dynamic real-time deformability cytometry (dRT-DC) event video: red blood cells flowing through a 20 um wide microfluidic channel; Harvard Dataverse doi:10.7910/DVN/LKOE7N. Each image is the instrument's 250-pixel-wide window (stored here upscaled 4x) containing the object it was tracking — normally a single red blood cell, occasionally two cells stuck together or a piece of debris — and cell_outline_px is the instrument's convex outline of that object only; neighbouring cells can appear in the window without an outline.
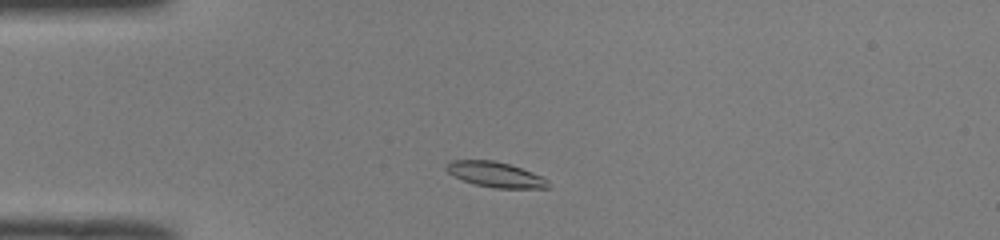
{"species": "common noctule bat (a hibernating species)", "species_latin": "Nyctalus noctula", "temperature_condition": "room temperature", "stored_images_in_passage": 42, "camera_frame_rate_fps": 3000, "um_per_image_px": 0.085, "animal": {"sex": "male", "body_mass_g": 19.0, "forearm_length_mm": 50.8}, "frame": {"image": 1, "passage_image": 4, "time_ms": 1.0, "image_size_px": [1000, 240], "cell_outline_px": [[548, 188], [492, 188], [472, 184], [448, 172], [444, 168], [448, 160], [492, 160], [508, 164], [532, 172], [548, 180]], "centroid_in_image_um": [42.06, 14.83], "position_along_channel_um": 42.9, "area_um2": 14.91}}
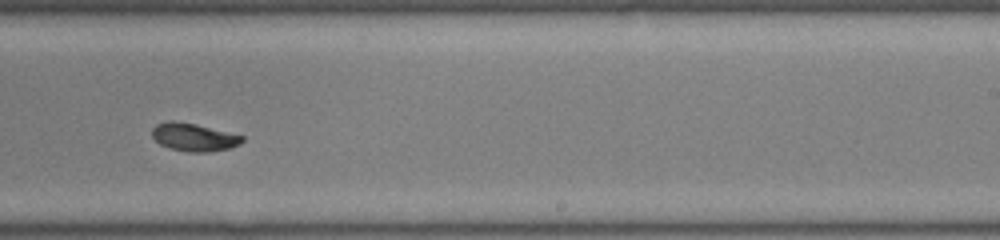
{"frame": {"image": 2, "passage_image": 23, "time_ms": 7.333, "image_size_px": [1000, 240], "cell_outline_px": [[244, 140], [240, 144], [228, 148], [208, 152], [188, 152], [168, 148], [160, 144], [152, 136], [152, 128], [156, 124], [168, 120], [172, 120], [196, 124], [244, 136]], "centroid_in_image_um": [16.45, 11.65], "position_along_channel_um": 272.6, "area_um2": 14.68}}
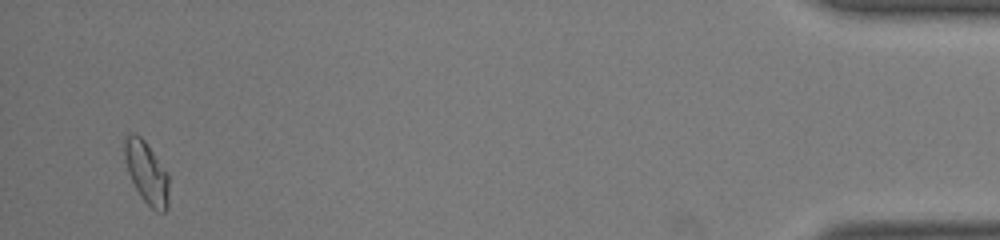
{"frame": {"image": 3, "passage_image": 40, "time_ms": 13.0, "image_size_px": [1000, 240], "cell_outline_px": [[168, 208], [164, 212], [160, 212], [152, 208], [140, 196], [128, 172], [124, 160], [124, 136], [140, 136], [144, 140], [168, 176]], "centroid_in_image_um": [12.44, 14.71], "position_along_channel_um": 422.8, "area_um2": 15.49}, "authors_computed_cell_mechanics": {"area_um2": 14.9124, "velocity_mm_per_s": 4.0252, "shape_relaxation_time_tau1_ms": null, "shape_relaxation_time_tau2_ms": 3.4916, "deformation_change_tau1": null, "deformation_change_tau2": 0.0558}}